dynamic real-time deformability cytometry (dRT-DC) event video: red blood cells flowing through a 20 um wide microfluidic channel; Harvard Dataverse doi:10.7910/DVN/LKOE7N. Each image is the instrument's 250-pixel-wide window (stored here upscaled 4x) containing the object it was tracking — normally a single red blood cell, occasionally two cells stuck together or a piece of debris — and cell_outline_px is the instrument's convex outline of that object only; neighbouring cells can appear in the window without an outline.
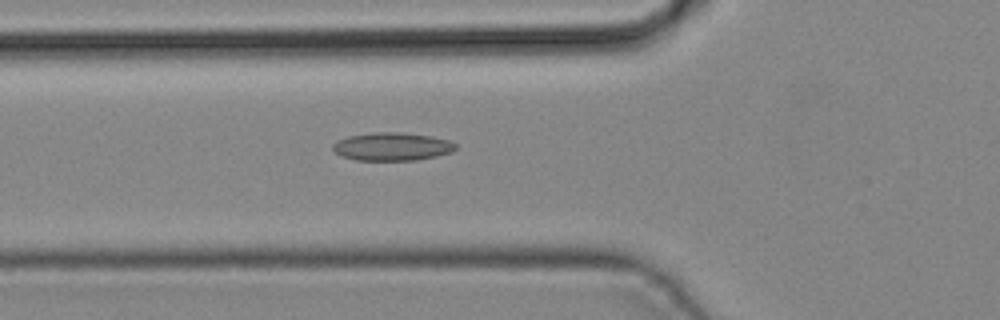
{"species": "common noctule bat (a hibernating species)", "species_latin": "Nyctalus noctula", "temperature_condition": "cold", "stored_images_in_passage": 41, "camera_frame_rate_fps": 3000, "um_per_image_px": 0.085, "animal": {"sex": "male", "body_mass_g": 19.2, "forearm_length_mm": 51.8}, "frame": {"image": 1, "passage_image": 13, "time_ms": 4.0, "image_size_px": [1000, 320], "cell_outline_px": [[456, 148], [452, 152], [436, 156], [416, 160], [356, 160], [340, 156], [332, 148], [332, 144], [336, 140], [348, 136], [376, 132], [400, 132], [432, 136], [448, 140], [456, 144]], "centroid_in_image_um": [33.31, 12.46], "position_along_channel_um": 92.5, "area_um2": 20.17}}
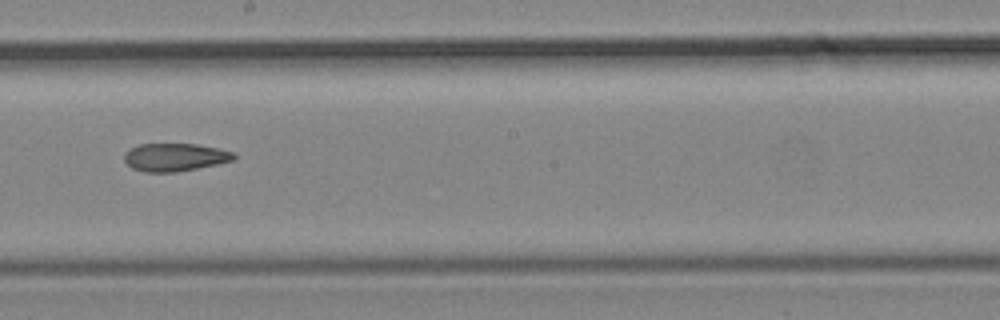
{"frame": {"image": 2, "passage_image": 22, "time_ms": 7.0, "image_size_px": [1000, 320], "cell_outline_px": [[236, 156], [232, 160], [216, 164], [176, 172], [144, 172], [132, 168], [124, 160], [124, 152], [128, 148], [140, 144], [196, 144], [236, 152]], "centroid_in_image_um": [14.83, 13.35], "position_along_channel_um": 233.4, "area_um2": 17.8}}
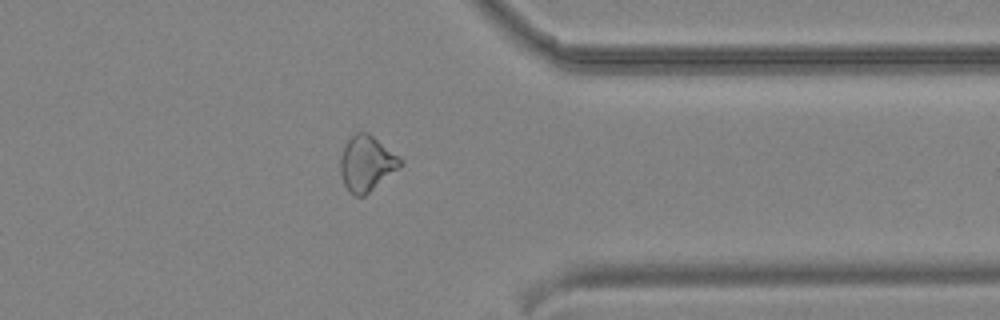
{"frame": {"image": 3, "passage_image": 32, "time_ms": 10.333, "image_size_px": [1000, 320], "cell_outline_px": [[404, 164], [400, 168], [364, 196], [356, 196], [348, 192], [344, 184], [340, 172], [340, 156], [344, 144], [356, 132], [368, 132], [400, 156], [404, 160]], "centroid_in_image_um": [31.18, 13.89], "position_along_channel_um": 380.2, "area_um2": 19.65}}